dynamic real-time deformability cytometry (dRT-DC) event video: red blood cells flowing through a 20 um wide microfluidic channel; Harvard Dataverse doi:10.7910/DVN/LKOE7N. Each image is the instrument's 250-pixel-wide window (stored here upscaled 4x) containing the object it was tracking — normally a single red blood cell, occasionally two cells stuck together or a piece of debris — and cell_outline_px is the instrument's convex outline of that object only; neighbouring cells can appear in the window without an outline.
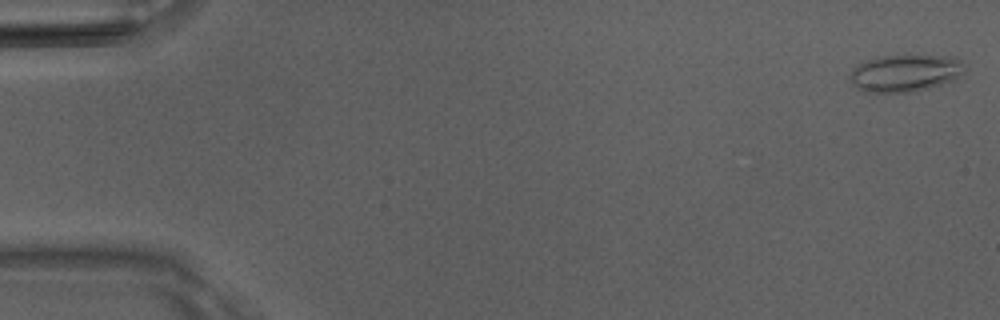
{"species": "Egyptian fruit bat (a non-hibernating species)", "species_latin": "Rousettus aegyptiacus", "temperature_condition": "room temperature", "stored_images_in_passage": 16, "camera_frame_rate_fps": 3000, "um_per_image_px": 0.085, "animal": {"sex": "male"}, "frame": {"image": 1, "passage_image": 1, "time_ms": 0.0, "image_size_px": [1000, 320], "cell_outline_px": [[964, 72], [952, 80], [928, 88], [912, 92], [864, 92], [856, 88], [852, 84], [848, 76], [852, 68], [856, 64], [864, 60], [880, 56], [956, 56], [960, 60]], "centroid_in_image_um": [76.85, 6.21], "position_along_channel_um": 8.1, "area_um2": 24.85}}